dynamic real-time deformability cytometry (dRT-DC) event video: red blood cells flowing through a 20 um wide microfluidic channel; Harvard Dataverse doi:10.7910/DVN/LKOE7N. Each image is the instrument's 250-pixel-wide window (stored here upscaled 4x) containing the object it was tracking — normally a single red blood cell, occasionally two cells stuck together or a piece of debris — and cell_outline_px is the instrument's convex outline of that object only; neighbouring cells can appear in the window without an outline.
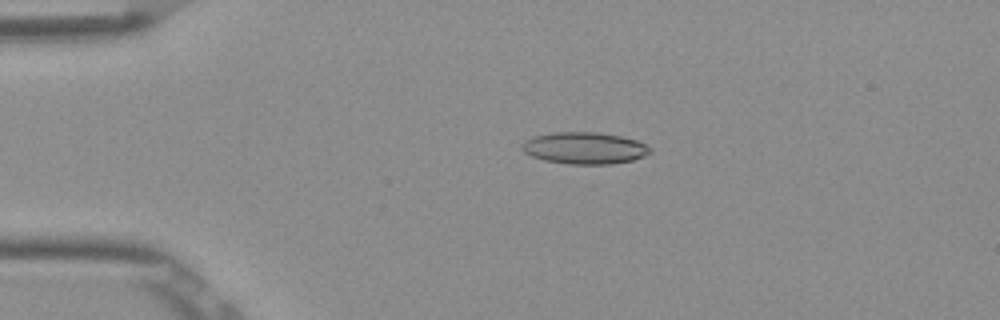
{"species": "Egyptian fruit bat (a non-hibernating species)", "species_latin": "Rousettus aegyptiacus", "temperature_condition": "room temperature", "stored_images_in_passage": 53, "camera_frame_rate_fps": 3000, "um_per_image_px": 0.085, "frame": {"image": 1, "passage_image": 12, "time_ms": 3.667, "image_size_px": [1000, 320], "cell_outline_px": [[652, 152], [644, 156], [632, 160], [612, 164], [568, 164], [544, 160], [532, 156], [524, 152], [520, 148], [520, 144], [524, 140], [532, 136], [552, 132], [596, 132], [620, 136], [636, 140], [652, 148]], "centroid_in_image_um": [49.65, 12.58], "position_along_channel_um": 35.4, "area_um2": 23.93}}
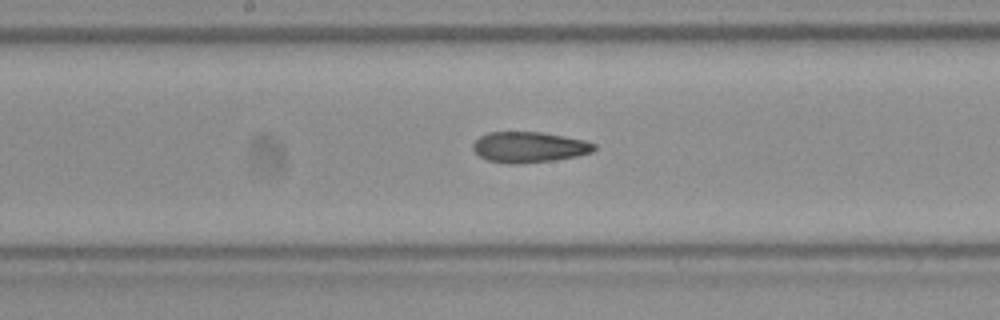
{"frame": {"image": 2, "passage_image": 28, "time_ms": 9.0, "image_size_px": [1000, 320], "cell_outline_px": [[596, 148], [592, 152], [576, 156], [552, 160], [520, 164], [508, 164], [488, 160], [480, 156], [472, 148], [472, 144], [480, 136], [488, 132], [540, 132], [564, 136], [584, 140], [596, 144]], "centroid_in_image_um": [44.96, 12.5], "position_along_channel_um": 203.2, "area_um2": 21.62}}
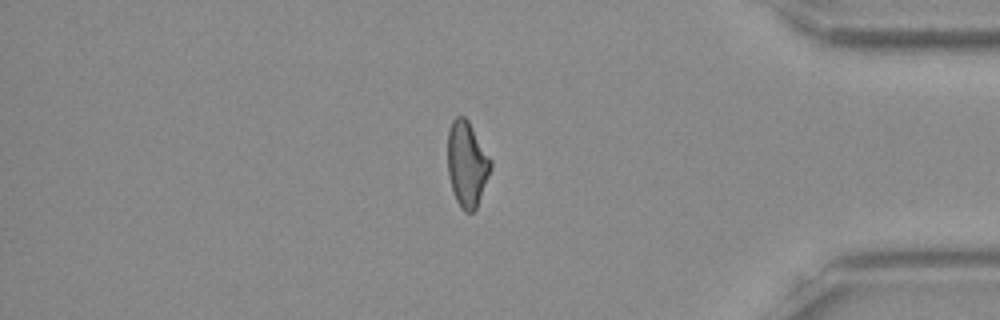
{"frame": {"image": 3, "passage_image": 45, "time_ms": 14.667, "image_size_px": [1000, 320], "cell_outline_px": [[492, 168], [476, 208], [472, 212], [464, 212], [456, 200], [452, 188], [448, 172], [448, 132], [452, 120], [456, 116], [464, 116], [468, 120], [492, 160]], "centroid_in_image_um": [39.7, 13.93], "position_along_channel_um": 395.5, "area_um2": 21.33}, "authors_computed_cell_mechanics": {"area_um2": 22.0218, "velocity_mm_per_s": 3.8962, "shape_relaxation_time_tau1_ms": null, "shape_relaxation_time_tau2_ms": 4.0369, "deformation_change_tau1": null, "deformation_change_tau2": 0.1378}}